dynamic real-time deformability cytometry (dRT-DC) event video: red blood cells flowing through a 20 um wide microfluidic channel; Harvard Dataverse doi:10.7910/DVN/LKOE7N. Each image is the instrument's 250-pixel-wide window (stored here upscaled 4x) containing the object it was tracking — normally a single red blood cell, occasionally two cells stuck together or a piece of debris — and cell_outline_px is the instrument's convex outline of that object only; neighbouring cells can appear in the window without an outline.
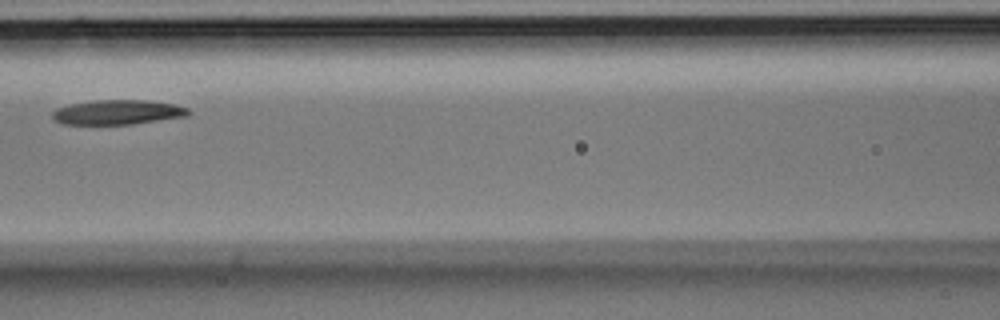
{"species": "Egyptian fruit bat (a non-hibernating species)", "species_latin": "Rousettus aegyptiacus", "temperature_condition": "room temperature", "stored_images_in_passage": 3, "camera_frame_rate_fps": 3000, "um_per_image_px": 0.085, "animal": {"sex": "male"}, "frame": {"image": 1, "passage_image": 3, "time_ms": 0.667, "image_size_px": [1000, 320], "cell_outline_px": [[192, 112], [188, 116], [132, 124], [64, 124], [56, 120], [52, 116], [52, 112], [56, 108], [68, 104], [92, 100], [148, 100], [176, 104], [188, 108]], "centroid_in_image_um": [10.03, 9.53], "position_along_channel_um": 156.6, "area_um2": 19.71}}